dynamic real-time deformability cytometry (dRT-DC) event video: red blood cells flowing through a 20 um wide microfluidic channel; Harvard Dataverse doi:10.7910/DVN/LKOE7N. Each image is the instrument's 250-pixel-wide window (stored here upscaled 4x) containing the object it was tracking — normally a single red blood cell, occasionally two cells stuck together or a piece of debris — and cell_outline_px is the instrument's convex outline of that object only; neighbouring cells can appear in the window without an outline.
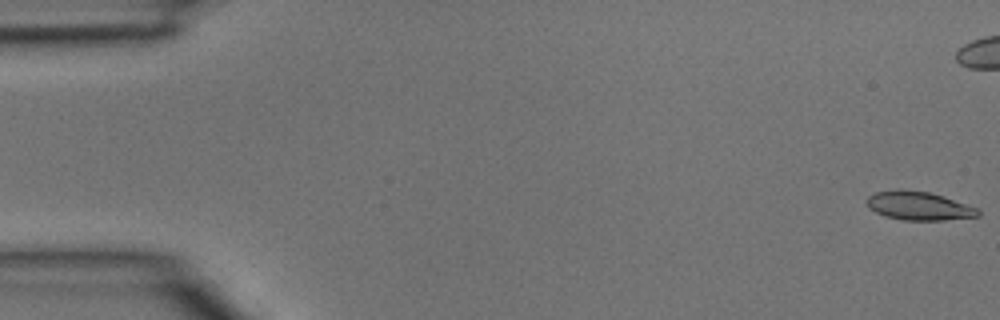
{"species": "common noctule bat (a hibernating species)", "species_latin": "Nyctalus noctula", "temperature_condition": "room temperature", "stored_images_in_passage": 6, "camera_frame_rate_fps": 3000, "um_per_image_px": 0.085, "animal": {"sex": "male", "body_mass_g": 15.6}, "frame": {"image": 1, "passage_image": 1, "time_ms": 0.0, "image_size_px": [1000, 320], "cell_outline_px": [[980, 216], [944, 220], [904, 220], [884, 216], [868, 208], [868, 196], [876, 192], [928, 192], [944, 196], [976, 208], [980, 212]], "centroid_in_image_um": [78.14, 17.54], "position_along_channel_um": 6.9, "area_um2": 17.74}}